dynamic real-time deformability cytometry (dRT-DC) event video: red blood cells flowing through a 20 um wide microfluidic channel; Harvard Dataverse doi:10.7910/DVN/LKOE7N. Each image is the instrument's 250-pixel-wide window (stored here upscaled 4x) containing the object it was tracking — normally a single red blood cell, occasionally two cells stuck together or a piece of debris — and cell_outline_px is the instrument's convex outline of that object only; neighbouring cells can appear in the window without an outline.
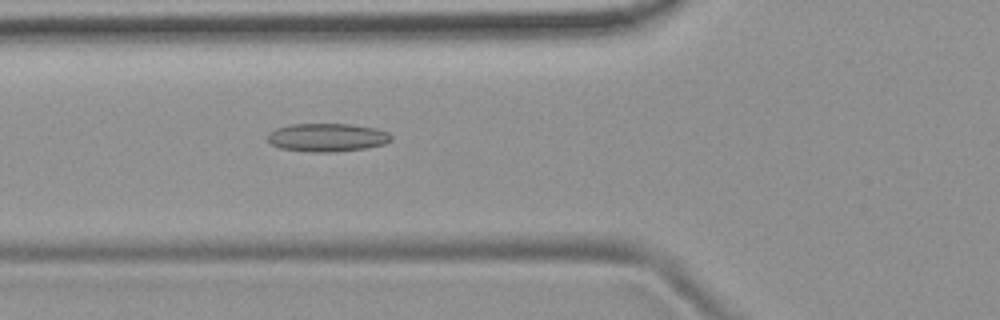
{"species": "common noctule bat (a hibernating species)", "species_latin": "Nyctalus noctula", "temperature_condition": "room temperature", "stored_images_in_passage": 54, "camera_frame_rate_fps": 3000, "um_per_image_px": 0.085, "animal": {"sex": "female", "body_mass_g": 19.9}, "frame": {"image": 1, "passage_image": 20, "time_ms": 6.333, "image_size_px": [1000, 320], "cell_outline_px": [[392, 140], [384, 144], [364, 148], [336, 152], [312, 152], [280, 148], [272, 144], [268, 140], [268, 132], [276, 128], [292, 124], [352, 124], [376, 128], [388, 132], [392, 136]], "centroid_in_image_um": [27.82, 11.68], "position_along_channel_um": 98.0, "area_um2": 20.4}}
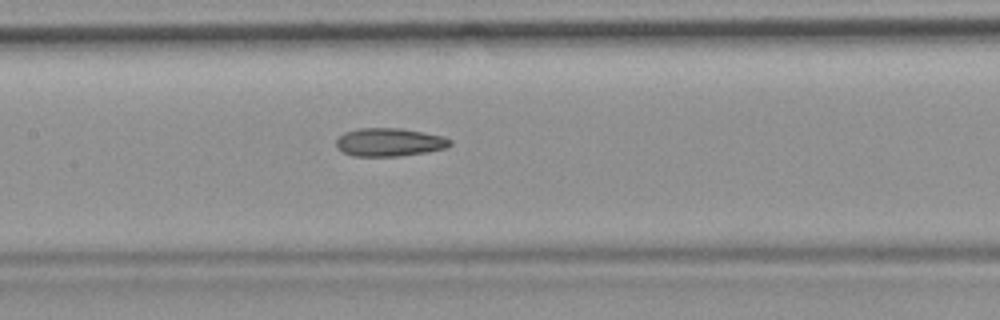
{"frame": {"image": 2, "passage_image": 26, "time_ms": 8.333, "image_size_px": [1000, 320], "cell_outline_px": [[452, 144], [448, 148], [428, 152], [396, 156], [352, 156], [336, 148], [336, 140], [344, 132], [360, 128], [400, 128], [424, 132], [444, 136], [452, 140]], "centroid_in_image_um": [33.13, 12.08], "position_along_channel_um": 174.3, "area_um2": 18.9}}
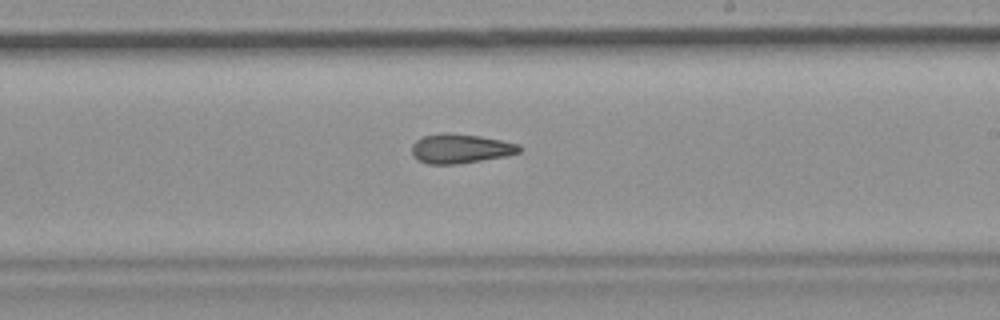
{"frame": {"image": 3, "passage_image": 32, "time_ms": 10.333, "image_size_px": [1000, 320], "cell_outline_px": [[520, 152], [504, 156], [460, 164], [428, 164], [416, 160], [412, 156], [412, 144], [416, 140], [424, 136], [440, 132], [448, 132], [480, 136], [520, 144]], "centroid_in_image_um": [39.08, 12.63], "position_along_channel_um": 249.9, "area_um2": 18.55}, "authors_computed_cell_mechanics": {"area_um2": 19.2474, "velocity_mm_per_s": 3.7911, "shape_relaxation_time_tau1_ms": null, "shape_relaxation_time_tau2_ms": 5.4802, "deformation_change_tau1": null, "deformation_change_tau2": 0.1633}}